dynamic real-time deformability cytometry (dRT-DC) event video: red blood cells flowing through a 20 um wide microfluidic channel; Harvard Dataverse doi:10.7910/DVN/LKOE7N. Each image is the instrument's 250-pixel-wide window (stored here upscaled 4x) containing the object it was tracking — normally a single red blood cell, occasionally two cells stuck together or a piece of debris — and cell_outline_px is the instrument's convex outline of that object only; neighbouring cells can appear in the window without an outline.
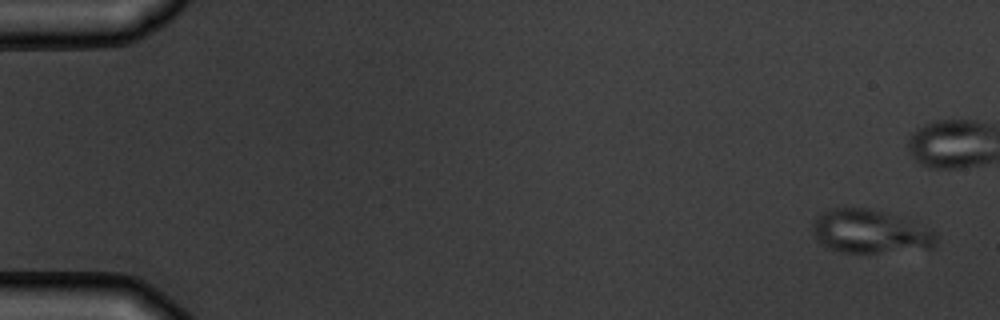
{"species": "common noctule bat (a hibernating species)", "species_latin": "Nyctalus noctula", "temperature_condition": "warm", "stored_images_in_passage": 4, "camera_frame_rate_fps": 3000, "um_per_image_px": 0.085, "animal": {"sex": "male", "body_mass_g": 19.5, "forearm_length_mm": 54.6}, "frame": {"image": 1, "passage_image": 1, "time_ms": 0.0, "image_size_px": [1000, 320], "cell_outline_px": [[936, 240], [932, 248], [876, 252], [840, 252], [828, 248], [816, 240], [812, 228], [812, 220], [816, 216], [832, 208], [868, 208], [884, 212], [928, 228], [936, 232]], "centroid_in_image_um": [73.89, 19.68], "position_along_channel_um": 11.1, "area_um2": 30.92}}